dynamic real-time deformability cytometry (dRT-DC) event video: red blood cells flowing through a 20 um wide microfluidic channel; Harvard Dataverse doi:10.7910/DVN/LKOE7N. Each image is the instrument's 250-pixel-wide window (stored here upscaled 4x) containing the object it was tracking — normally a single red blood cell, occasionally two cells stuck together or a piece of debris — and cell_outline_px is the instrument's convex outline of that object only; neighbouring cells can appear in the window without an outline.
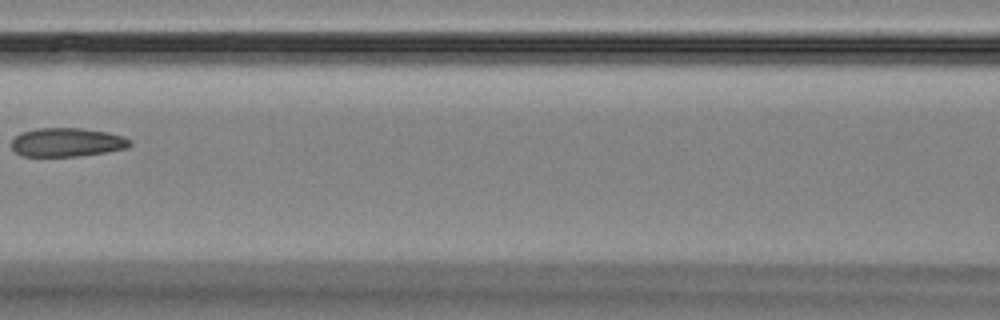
{"species": "Egyptian fruit bat (a non-hibernating species)", "species_latin": "Rousettus aegyptiacus", "temperature_condition": "room temperature", "stored_images_in_passage": 5, "camera_frame_rate_fps": 3000, "um_per_image_px": 0.085, "animal": {"sex": "female"}, "frame": {"image": 1, "passage_image": 4, "time_ms": 3.667, "image_size_px": [1000, 320], "cell_outline_px": [[132, 144], [128, 148], [108, 152], [80, 156], [24, 156], [16, 152], [12, 148], [12, 140], [16, 136], [24, 132], [36, 128], [80, 128], [108, 132], [124, 136], [132, 140]], "centroid_in_image_um": [5.76, 12.1], "position_along_channel_um": 160.8, "area_um2": 19.94}}
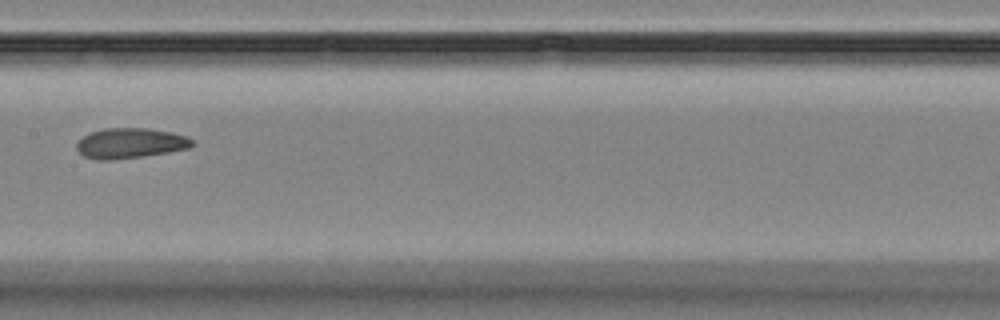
{"frame": {"image": 2, "passage_image": 5, "time_ms": 4.667, "image_size_px": [1000, 320], "cell_outline_px": [[196, 144], [188, 148], [168, 152], [144, 156], [112, 160], [96, 160], [84, 156], [76, 148], [76, 144], [84, 136], [92, 132], [104, 128], [148, 128], [172, 132], [188, 136]], "centroid_in_image_um": [11.1, 12.17], "position_along_channel_um": 196.3, "area_um2": 20.4}}